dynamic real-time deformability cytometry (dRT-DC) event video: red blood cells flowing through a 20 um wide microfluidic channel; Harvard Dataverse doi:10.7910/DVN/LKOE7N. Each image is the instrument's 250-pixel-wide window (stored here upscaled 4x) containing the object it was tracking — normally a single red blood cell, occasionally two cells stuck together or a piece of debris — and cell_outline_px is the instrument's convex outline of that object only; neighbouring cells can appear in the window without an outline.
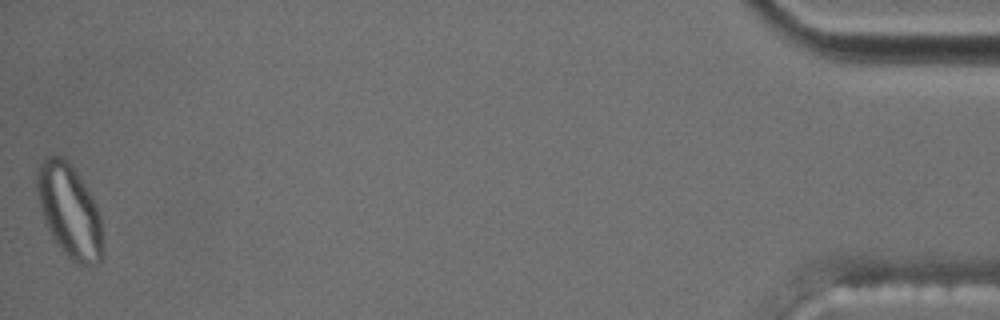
{"species": "common noctule bat (a hibernating species)", "species_latin": "Nyctalus noctula", "temperature_condition": "cold", "stored_images_in_passage": 58, "segment_of_instrument_passage": [2, 2], "camera_frame_rate_fps": 3000, "um_per_image_px": 0.085, "animal": {"sex": "male", "body_mass_g": 17.5, "forearm_length_mm": 52.3}, "frame": {"image": 1, "passage_image": 58, "time_ms": 19.0, "image_size_px": [1000, 320], "cell_outline_px": [[104, 256], [96, 264], [76, 264], [60, 248], [44, 224], [36, 188], [36, 176], [40, 164], [44, 156], [60, 156], [68, 160], [92, 196], [96, 204], [100, 216], [104, 248]], "centroid_in_image_um": [5.91, 17.94], "position_along_channel_um": 429.3, "area_um2": 35.84}}